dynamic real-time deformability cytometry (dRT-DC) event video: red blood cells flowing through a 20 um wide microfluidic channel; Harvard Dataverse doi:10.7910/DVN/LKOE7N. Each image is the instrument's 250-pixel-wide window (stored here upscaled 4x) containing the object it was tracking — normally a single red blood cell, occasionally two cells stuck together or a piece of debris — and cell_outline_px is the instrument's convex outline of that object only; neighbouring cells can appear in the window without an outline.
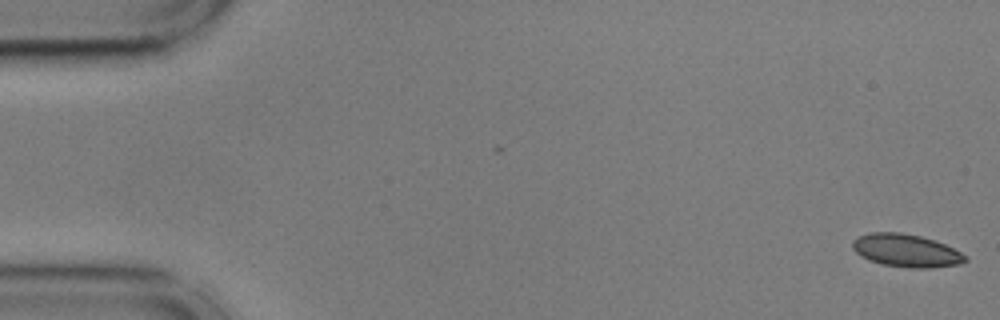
{"species": "common noctule bat (a hibernating species)", "species_latin": "Nyctalus noctula", "temperature_condition": "cold", "stored_images_in_passage": 55, "camera_frame_rate_fps": 3000, "um_per_image_px": 0.085, "animal": {"sex": "male", "body_mass_g": 17.9, "forearm_length_mm": 54.2}, "frame": {"image": 1, "passage_image": 1, "time_ms": 0.0, "image_size_px": [1000, 320], "cell_outline_px": [[968, 260], [960, 264], [932, 268], [908, 268], [880, 264], [868, 260], [860, 256], [852, 248], [852, 240], [868, 232], [900, 232], [920, 236], [936, 240], [968, 256]], "centroid_in_image_um": [77.02, 21.3], "position_along_channel_um": 8.0, "area_um2": 21.85}}
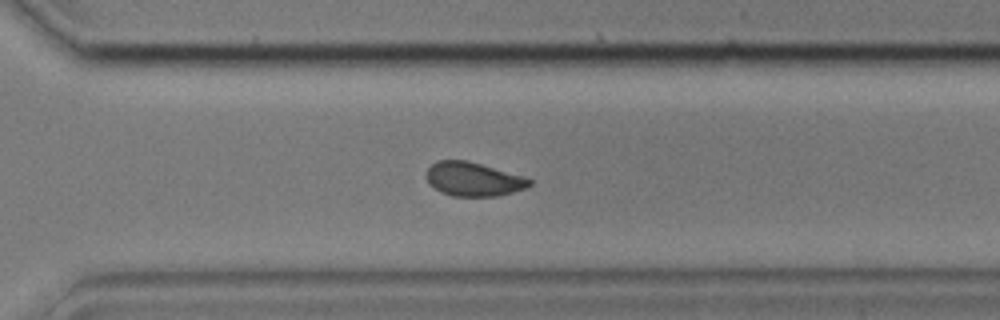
{"frame": {"image": 2, "passage_image": 39, "time_ms": 12.667, "image_size_px": [1000, 320], "cell_outline_px": [[532, 184], [524, 188], [512, 192], [496, 196], [452, 196], [440, 192], [428, 184], [428, 168], [436, 160], [468, 160], [520, 176], [532, 180]], "centroid_in_image_um": [40.19, 15.23], "position_along_channel_um": 330.4, "area_um2": 20.06}}
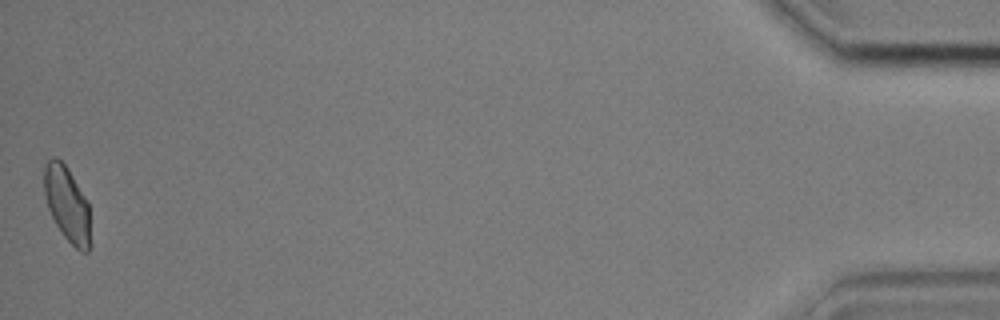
{"frame": {"image": 3, "passage_image": 55, "time_ms": 18.0, "image_size_px": [1000, 320], "cell_outline_px": [[88, 252], [80, 252], [64, 236], [56, 224], [48, 208], [44, 196], [44, 164], [52, 156], [56, 156], [68, 168], [88, 200]], "centroid_in_image_um": [5.67, 17.27], "position_along_channel_um": 429.5, "area_um2": 20.0}, "authors_computed_cell_mechanics": {"area_um2": 21.2126, "velocity_mm_per_s": 3.5944, "shape_relaxation_time_tau1_ms": 5.7802, "shape_relaxation_time_tau2_ms": 1.1323, "deformation_change_tau1": 0.0915, "deformation_change_tau2": 0.0542}}